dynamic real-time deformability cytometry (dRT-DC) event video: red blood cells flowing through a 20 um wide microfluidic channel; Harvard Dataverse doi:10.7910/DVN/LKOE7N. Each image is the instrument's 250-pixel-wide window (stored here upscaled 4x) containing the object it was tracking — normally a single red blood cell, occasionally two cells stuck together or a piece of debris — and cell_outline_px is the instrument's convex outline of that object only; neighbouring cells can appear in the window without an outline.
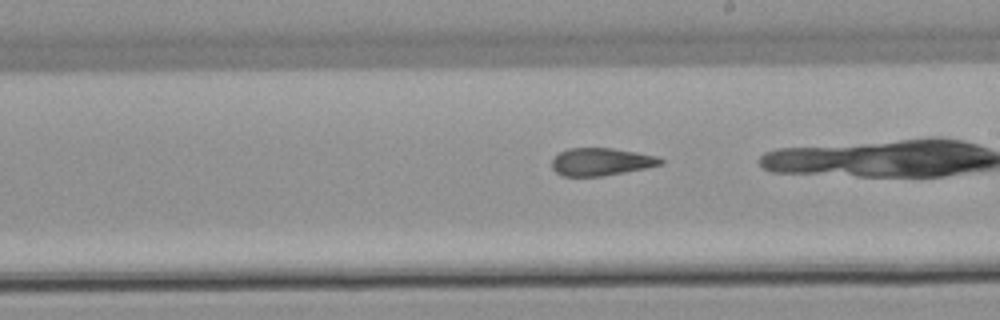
{"species": "common noctule bat (a hibernating species)", "species_latin": "Nyctalus noctula", "temperature_condition": "warm", "stored_images_in_passage": 39, "camera_frame_rate_fps": 3000, "um_per_image_px": 0.085, "animal": {"sex": "male", "body_mass_g": 21.5, "forearm_length_mm": 52.0}, "frame": {"image": 1, "passage_image": 28, "time_ms": 9.0, "image_size_px": [1000, 320], "cell_outline_px": [[664, 164], [624, 172], [600, 176], [560, 176], [552, 168], [552, 160], [560, 152], [568, 148], [612, 148], [636, 152], [656, 156], [664, 160]], "centroid_in_image_um": [51.08, 13.75], "position_along_channel_um": 237.9, "area_um2": 17.4}}